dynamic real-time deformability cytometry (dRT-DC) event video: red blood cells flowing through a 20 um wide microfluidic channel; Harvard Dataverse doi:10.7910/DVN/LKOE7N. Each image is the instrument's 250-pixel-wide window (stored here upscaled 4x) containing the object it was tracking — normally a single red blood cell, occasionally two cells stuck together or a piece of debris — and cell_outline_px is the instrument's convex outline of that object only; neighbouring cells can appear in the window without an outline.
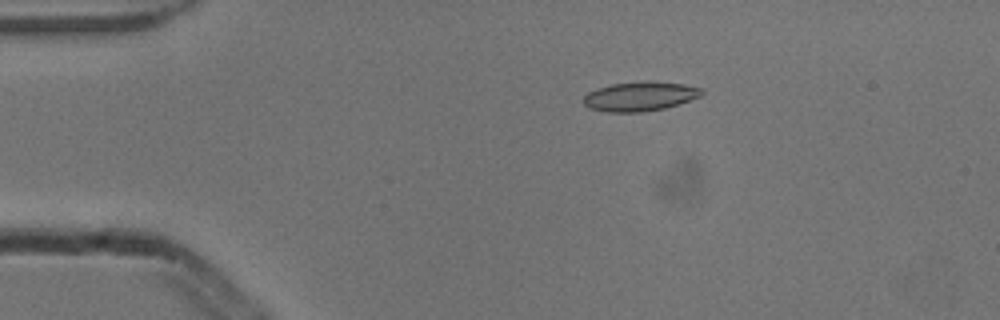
{"species": "common noctule bat (a hibernating species)", "species_latin": "Nyctalus noctula", "temperature_condition": "cold", "stored_images_in_passage": 53, "camera_frame_rate_fps": 3000, "um_per_image_px": 0.085, "animal": {"sex": "male", "body_mass_g": 13.3}, "frame": {"image": 1, "passage_image": 10, "time_ms": 3.0, "image_size_px": [1000, 320], "cell_outline_px": [[704, 92], [700, 96], [680, 104], [664, 108], [640, 112], [608, 112], [588, 108], [584, 104], [584, 96], [588, 92], [596, 88], [612, 84], [644, 80], [684, 84], [704, 88]], "centroid_in_image_um": [54.41, 8.18], "position_along_channel_um": 30.6, "area_um2": 20.4}}
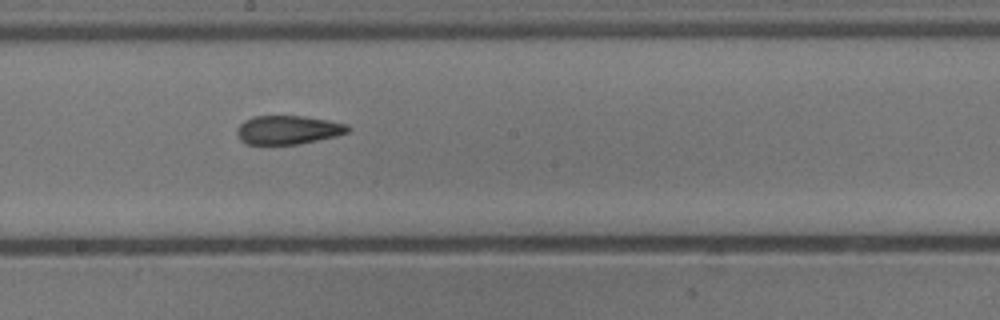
{"frame": {"image": 2, "passage_image": 29, "time_ms": 9.333, "image_size_px": [1000, 320], "cell_outline_px": [[352, 128], [348, 132], [336, 136], [300, 144], [248, 144], [240, 140], [236, 136], [236, 128], [244, 120], [252, 116], [304, 116], [328, 120], [348, 124]], "centroid_in_image_um": [24.48, 11.03], "position_along_channel_um": 223.7, "area_um2": 18.79}}
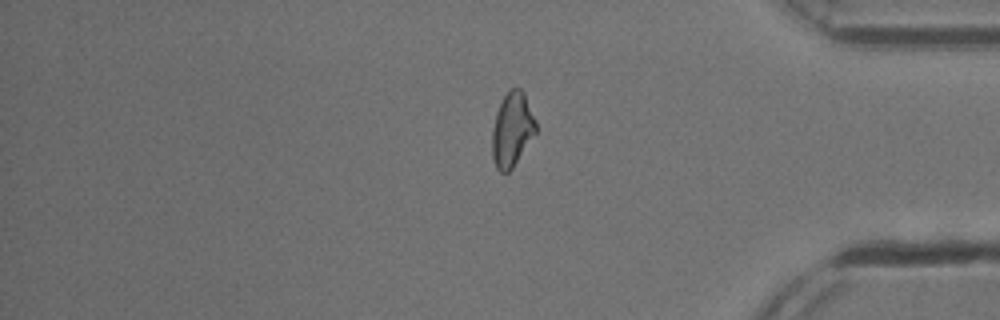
{"frame": {"image": 3, "passage_image": 44, "time_ms": 14.333, "image_size_px": [1000, 320], "cell_outline_px": [[536, 132], [512, 168], [508, 172], [500, 172], [496, 168], [492, 156], [492, 128], [496, 112], [508, 88], [520, 88], [524, 92], [536, 120]], "centroid_in_image_um": [43.52, 10.99], "position_along_channel_um": 391.7, "area_um2": 18.9}, "authors_computed_cell_mechanics": {"area_um2": 19.3052, "velocity_mm_per_s": 3.8496, "shape_relaxation_time_tau1_ms": null, "shape_relaxation_time_tau2_ms": 3.7109, "deformation_change_tau1": null, "deformation_change_tau2": 0.1104}}